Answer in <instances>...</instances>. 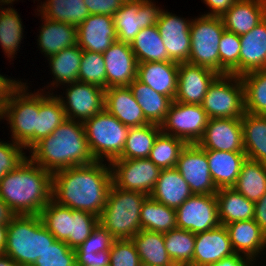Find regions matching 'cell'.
<instances>
[{
    "label": "cell",
    "mask_w": 266,
    "mask_h": 266,
    "mask_svg": "<svg viewBox=\"0 0 266 266\" xmlns=\"http://www.w3.org/2000/svg\"><path fill=\"white\" fill-rule=\"evenodd\" d=\"M112 184V169L107 161L74 166L53 173L52 199L100 217Z\"/></svg>",
    "instance_id": "6da1fadb"
},
{
    "label": "cell",
    "mask_w": 266,
    "mask_h": 266,
    "mask_svg": "<svg viewBox=\"0 0 266 266\" xmlns=\"http://www.w3.org/2000/svg\"><path fill=\"white\" fill-rule=\"evenodd\" d=\"M29 152L28 157L34 163L52 174L96 161L87 142L84 124L68 118Z\"/></svg>",
    "instance_id": "7a4b0ae2"
},
{
    "label": "cell",
    "mask_w": 266,
    "mask_h": 266,
    "mask_svg": "<svg viewBox=\"0 0 266 266\" xmlns=\"http://www.w3.org/2000/svg\"><path fill=\"white\" fill-rule=\"evenodd\" d=\"M53 174L28 156L0 181V198L16 215H39L52 199Z\"/></svg>",
    "instance_id": "3957f363"
},
{
    "label": "cell",
    "mask_w": 266,
    "mask_h": 266,
    "mask_svg": "<svg viewBox=\"0 0 266 266\" xmlns=\"http://www.w3.org/2000/svg\"><path fill=\"white\" fill-rule=\"evenodd\" d=\"M55 240L39 215H16L7 226L3 253L20 266H32Z\"/></svg>",
    "instance_id": "277c9868"
},
{
    "label": "cell",
    "mask_w": 266,
    "mask_h": 266,
    "mask_svg": "<svg viewBox=\"0 0 266 266\" xmlns=\"http://www.w3.org/2000/svg\"><path fill=\"white\" fill-rule=\"evenodd\" d=\"M27 83L20 81L9 93L0 120L7 121L11 140L30 150L37 143V116L39 115V89L32 93ZM29 91V92H28Z\"/></svg>",
    "instance_id": "5b68a950"
},
{
    "label": "cell",
    "mask_w": 266,
    "mask_h": 266,
    "mask_svg": "<svg viewBox=\"0 0 266 266\" xmlns=\"http://www.w3.org/2000/svg\"><path fill=\"white\" fill-rule=\"evenodd\" d=\"M148 197L138 191L121 189L113 183L99 224L115 239H132L141 230L140 211Z\"/></svg>",
    "instance_id": "8992f818"
},
{
    "label": "cell",
    "mask_w": 266,
    "mask_h": 266,
    "mask_svg": "<svg viewBox=\"0 0 266 266\" xmlns=\"http://www.w3.org/2000/svg\"><path fill=\"white\" fill-rule=\"evenodd\" d=\"M83 124L90 151L96 161L107 160L111 163L121 156L129 127L106 109Z\"/></svg>",
    "instance_id": "52a82bcc"
},
{
    "label": "cell",
    "mask_w": 266,
    "mask_h": 266,
    "mask_svg": "<svg viewBox=\"0 0 266 266\" xmlns=\"http://www.w3.org/2000/svg\"><path fill=\"white\" fill-rule=\"evenodd\" d=\"M224 30L221 17L200 15L192 18L191 51L187 63L209 68L220 75L219 42Z\"/></svg>",
    "instance_id": "ba28073f"
},
{
    "label": "cell",
    "mask_w": 266,
    "mask_h": 266,
    "mask_svg": "<svg viewBox=\"0 0 266 266\" xmlns=\"http://www.w3.org/2000/svg\"><path fill=\"white\" fill-rule=\"evenodd\" d=\"M209 119L242 118L245 113L244 85L241 77L219 75L201 103Z\"/></svg>",
    "instance_id": "9c48e42d"
},
{
    "label": "cell",
    "mask_w": 266,
    "mask_h": 266,
    "mask_svg": "<svg viewBox=\"0 0 266 266\" xmlns=\"http://www.w3.org/2000/svg\"><path fill=\"white\" fill-rule=\"evenodd\" d=\"M208 120L201 105L173 100L160 127L164 134L180 138L187 144H197L203 136Z\"/></svg>",
    "instance_id": "30bf717a"
},
{
    "label": "cell",
    "mask_w": 266,
    "mask_h": 266,
    "mask_svg": "<svg viewBox=\"0 0 266 266\" xmlns=\"http://www.w3.org/2000/svg\"><path fill=\"white\" fill-rule=\"evenodd\" d=\"M63 86L66 97L60 94L57 96L61 100L66 118L84 123L105 109V89L81 81Z\"/></svg>",
    "instance_id": "8fae6325"
},
{
    "label": "cell",
    "mask_w": 266,
    "mask_h": 266,
    "mask_svg": "<svg viewBox=\"0 0 266 266\" xmlns=\"http://www.w3.org/2000/svg\"><path fill=\"white\" fill-rule=\"evenodd\" d=\"M161 11L152 0H127L113 16L118 41L130 44L143 28L157 25Z\"/></svg>",
    "instance_id": "7c38bea8"
},
{
    "label": "cell",
    "mask_w": 266,
    "mask_h": 266,
    "mask_svg": "<svg viewBox=\"0 0 266 266\" xmlns=\"http://www.w3.org/2000/svg\"><path fill=\"white\" fill-rule=\"evenodd\" d=\"M113 183L125 190L152 193L161 169L148 158L115 159L111 163Z\"/></svg>",
    "instance_id": "4fadbf2b"
},
{
    "label": "cell",
    "mask_w": 266,
    "mask_h": 266,
    "mask_svg": "<svg viewBox=\"0 0 266 266\" xmlns=\"http://www.w3.org/2000/svg\"><path fill=\"white\" fill-rule=\"evenodd\" d=\"M220 225L215 194H193L176 209V226L194 234Z\"/></svg>",
    "instance_id": "5bb4252c"
},
{
    "label": "cell",
    "mask_w": 266,
    "mask_h": 266,
    "mask_svg": "<svg viewBox=\"0 0 266 266\" xmlns=\"http://www.w3.org/2000/svg\"><path fill=\"white\" fill-rule=\"evenodd\" d=\"M195 195L216 194L218 189L212 180L206 150L197 144H187L181 151L176 167Z\"/></svg>",
    "instance_id": "9a60e30c"
},
{
    "label": "cell",
    "mask_w": 266,
    "mask_h": 266,
    "mask_svg": "<svg viewBox=\"0 0 266 266\" xmlns=\"http://www.w3.org/2000/svg\"><path fill=\"white\" fill-rule=\"evenodd\" d=\"M189 20L176 16L168 10L162 9L157 29L162 37L163 44L169 54V57L177 63L188 62L191 51L190 25Z\"/></svg>",
    "instance_id": "2e32d148"
},
{
    "label": "cell",
    "mask_w": 266,
    "mask_h": 266,
    "mask_svg": "<svg viewBox=\"0 0 266 266\" xmlns=\"http://www.w3.org/2000/svg\"><path fill=\"white\" fill-rule=\"evenodd\" d=\"M197 145L205 150L244 152L241 118H211Z\"/></svg>",
    "instance_id": "e0dca14e"
},
{
    "label": "cell",
    "mask_w": 266,
    "mask_h": 266,
    "mask_svg": "<svg viewBox=\"0 0 266 266\" xmlns=\"http://www.w3.org/2000/svg\"><path fill=\"white\" fill-rule=\"evenodd\" d=\"M219 76L215 71L190 63H179L175 101L201 105L212 82Z\"/></svg>",
    "instance_id": "ac0fdd59"
},
{
    "label": "cell",
    "mask_w": 266,
    "mask_h": 266,
    "mask_svg": "<svg viewBox=\"0 0 266 266\" xmlns=\"http://www.w3.org/2000/svg\"><path fill=\"white\" fill-rule=\"evenodd\" d=\"M106 88L129 86L137 78V60L130 44L115 41L104 53Z\"/></svg>",
    "instance_id": "d6986e66"
},
{
    "label": "cell",
    "mask_w": 266,
    "mask_h": 266,
    "mask_svg": "<svg viewBox=\"0 0 266 266\" xmlns=\"http://www.w3.org/2000/svg\"><path fill=\"white\" fill-rule=\"evenodd\" d=\"M77 45L86 51L104 53L118 41L113 16L90 14L77 26Z\"/></svg>",
    "instance_id": "ffe728a7"
},
{
    "label": "cell",
    "mask_w": 266,
    "mask_h": 266,
    "mask_svg": "<svg viewBox=\"0 0 266 266\" xmlns=\"http://www.w3.org/2000/svg\"><path fill=\"white\" fill-rule=\"evenodd\" d=\"M235 254L225 225L196 234L193 266H206Z\"/></svg>",
    "instance_id": "44dd1931"
},
{
    "label": "cell",
    "mask_w": 266,
    "mask_h": 266,
    "mask_svg": "<svg viewBox=\"0 0 266 266\" xmlns=\"http://www.w3.org/2000/svg\"><path fill=\"white\" fill-rule=\"evenodd\" d=\"M225 227L235 253L247 256L254 262L263 253L266 255V234L253 219L232 222Z\"/></svg>",
    "instance_id": "7402d4cb"
},
{
    "label": "cell",
    "mask_w": 266,
    "mask_h": 266,
    "mask_svg": "<svg viewBox=\"0 0 266 266\" xmlns=\"http://www.w3.org/2000/svg\"><path fill=\"white\" fill-rule=\"evenodd\" d=\"M105 109L127 127H139L150 123L129 86L106 88Z\"/></svg>",
    "instance_id": "603a6c76"
},
{
    "label": "cell",
    "mask_w": 266,
    "mask_h": 266,
    "mask_svg": "<svg viewBox=\"0 0 266 266\" xmlns=\"http://www.w3.org/2000/svg\"><path fill=\"white\" fill-rule=\"evenodd\" d=\"M177 62H144L137 64V79L154 91L175 99L178 81Z\"/></svg>",
    "instance_id": "cb8c5ba5"
},
{
    "label": "cell",
    "mask_w": 266,
    "mask_h": 266,
    "mask_svg": "<svg viewBox=\"0 0 266 266\" xmlns=\"http://www.w3.org/2000/svg\"><path fill=\"white\" fill-rule=\"evenodd\" d=\"M221 18L226 30L241 36L266 18V0H237Z\"/></svg>",
    "instance_id": "d4e9b609"
},
{
    "label": "cell",
    "mask_w": 266,
    "mask_h": 266,
    "mask_svg": "<svg viewBox=\"0 0 266 266\" xmlns=\"http://www.w3.org/2000/svg\"><path fill=\"white\" fill-rule=\"evenodd\" d=\"M40 25L37 39L38 48L45 57L57 54L61 50L77 45V26L45 18Z\"/></svg>",
    "instance_id": "484cf974"
},
{
    "label": "cell",
    "mask_w": 266,
    "mask_h": 266,
    "mask_svg": "<svg viewBox=\"0 0 266 266\" xmlns=\"http://www.w3.org/2000/svg\"><path fill=\"white\" fill-rule=\"evenodd\" d=\"M240 37V77L266 68V18Z\"/></svg>",
    "instance_id": "4316f807"
},
{
    "label": "cell",
    "mask_w": 266,
    "mask_h": 266,
    "mask_svg": "<svg viewBox=\"0 0 266 266\" xmlns=\"http://www.w3.org/2000/svg\"><path fill=\"white\" fill-rule=\"evenodd\" d=\"M206 156L217 189L234 187L247 158L245 152L206 150Z\"/></svg>",
    "instance_id": "83f0119b"
},
{
    "label": "cell",
    "mask_w": 266,
    "mask_h": 266,
    "mask_svg": "<svg viewBox=\"0 0 266 266\" xmlns=\"http://www.w3.org/2000/svg\"><path fill=\"white\" fill-rule=\"evenodd\" d=\"M192 195L189 184L174 167L161 170L150 197L170 208L177 209Z\"/></svg>",
    "instance_id": "f1b7e54d"
},
{
    "label": "cell",
    "mask_w": 266,
    "mask_h": 266,
    "mask_svg": "<svg viewBox=\"0 0 266 266\" xmlns=\"http://www.w3.org/2000/svg\"><path fill=\"white\" fill-rule=\"evenodd\" d=\"M215 195L220 225L254 218L255 202L249 201L233 187L218 189Z\"/></svg>",
    "instance_id": "f546056e"
},
{
    "label": "cell",
    "mask_w": 266,
    "mask_h": 266,
    "mask_svg": "<svg viewBox=\"0 0 266 266\" xmlns=\"http://www.w3.org/2000/svg\"><path fill=\"white\" fill-rule=\"evenodd\" d=\"M83 50L78 46L65 48L55 55L49 56L50 73L54 77L47 89L59 87L78 81V74ZM55 86V87H54Z\"/></svg>",
    "instance_id": "4dcf8cb0"
},
{
    "label": "cell",
    "mask_w": 266,
    "mask_h": 266,
    "mask_svg": "<svg viewBox=\"0 0 266 266\" xmlns=\"http://www.w3.org/2000/svg\"><path fill=\"white\" fill-rule=\"evenodd\" d=\"M129 88L145 118L150 123L160 125L164 121L173 100L169 96L157 93L137 78L129 84Z\"/></svg>",
    "instance_id": "1f68e13d"
},
{
    "label": "cell",
    "mask_w": 266,
    "mask_h": 266,
    "mask_svg": "<svg viewBox=\"0 0 266 266\" xmlns=\"http://www.w3.org/2000/svg\"><path fill=\"white\" fill-rule=\"evenodd\" d=\"M241 123L247 158L266 164V116L245 112Z\"/></svg>",
    "instance_id": "d6a6232c"
},
{
    "label": "cell",
    "mask_w": 266,
    "mask_h": 266,
    "mask_svg": "<svg viewBox=\"0 0 266 266\" xmlns=\"http://www.w3.org/2000/svg\"><path fill=\"white\" fill-rule=\"evenodd\" d=\"M137 63L174 62L163 44L162 37L155 26L143 28L130 43Z\"/></svg>",
    "instance_id": "836d02e7"
},
{
    "label": "cell",
    "mask_w": 266,
    "mask_h": 266,
    "mask_svg": "<svg viewBox=\"0 0 266 266\" xmlns=\"http://www.w3.org/2000/svg\"><path fill=\"white\" fill-rule=\"evenodd\" d=\"M39 115L37 116V142L52 134L67 118L61 100L52 90H39Z\"/></svg>",
    "instance_id": "e575fe53"
},
{
    "label": "cell",
    "mask_w": 266,
    "mask_h": 266,
    "mask_svg": "<svg viewBox=\"0 0 266 266\" xmlns=\"http://www.w3.org/2000/svg\"><path fill=\"white\" fill-rule=\"evenodd\" d=\"M38 5L37 13L45 18L80 25L89 15L84 0H45Z\"/></svg>",
    "instance_id": "d590c367"
},
{
    "label": "cell",
    "mask_w": 266,
    "mask_h": 266,
    "mask_svg": "<svg viewBox=\"0 0 266 266\" xmlns=\"http://www.w3.org/2000/svg\"><path fill=\"white\" fill-rule=\"evenodd\" d=\"M132 241L141 262L154 266H176L165 249L164 233L141 229Z\"/></svg>",
    "instance_id": "8d00e7d4"
},
{
    "label": "cell",
    "mask_w": 266,
    "mask_h": 266,
    "mask_svg": "<svg viewBox=\"0 0 266 266\" xmlns=\"http://www.w3.org/2000/svg\"><path fill=\"white\" fill-rule=\"evenodd\" d=\"M233 188L257 202L266 193V164L246 158Z\"/></svg>",
    "instance_id": "74e56055"
},
{
    "label": "cell",
    "mask_w": 266,
    "mask_h": 266,
    "mask_svg": "<svg viewBox=\"0 0 266 266\" xmlns=\"http://www.w3.org/2000/svg\"><path fill=\"white\" fill-rule=\"evenodd\" d=\"M160 133V125L154 123L139 127H129L123 152L117 159L148 158L152 146Z\"/></svg>",
    "instance_id": "f35d334b"
},
{
    "label": "cell",
    "mask_w": 266,
    "mask_h": 266,
    "mask_svg": "<svg viewBox=\"0 0 266 266\" xmlns=\"http://www.w3.org/2000/svg\"><path fill=\"white\" fill-rule=\"evenodd\" d=\"M141 229L167 233L176 229V209L153 200L150 196L145 200L140 211Z\"/></svg>",
    "instance_id": "ab89813d"
},
{
    "label": "cell",
    "mask_w": 266,
    "mask_h": 266,
    "mask_svg": "<svg viewBox=\"0 0 266 266\" xmlns=\"http://www.w3.org/2000/svg\"><path fill=\"white\" fill-rule=\"evenodd\" d=\"M0 45L9 59L15 58L23 40V23L18 12L8 6L0 8Z\"/></svg>",
    "instance_id": "60d3db41"
},
{
    "label": "cell",
    "mask_w": 266,
    "mask_h": 266,
    "mask_svg": "<svg viewBox=\"0 0 266 266\" xmlns=\"http://www.w3.org/2000/svg\"><path fill=\"white\" fill-rule=\"evenodd\" d=\"M195 238L196 234L179 228L164 233L165 249L176 266H193Z\"/></svg>",
    "instance_id": "b9f144b4"
},
{
    "label": "cell",
    "mask_w": 266,
    "mask_h": 266,
    "mask_svg": "<svg viewBox=\"0 0 266 266\" xmlns=\"http://www.w3.org/2000/svg\"><path fill=\"white\" fill-rule=\"evenodd\" d=\"M244 85L245 112L266 116V68L241 76Z\"/></svg>",
    "instance_id": "7bdbcfd3"
},
{
    "label": "cell",
    "mask_w": 266,
    "mask_h": 266,
    "mask_svg": "<svg viewBox=\"0 0 266 266\" xmlns=\"http://www.w3.org/2000/svg\"><path fill=\"white\" fill-rule=\"evenodd\" d=\"M44 226L56 240L67 242L71 234L72 209L51 199L39 214Z\"/></svg>",
    "instance_id": "ee69618b"
},
{
    "label": "cell",
    "mask_w": 266,
    "mask_h": 266,
    "mask_svg": "<svg viewBox=\"0 0 266 266\" xmlns=\"http://www.w3.org/2000/svg\"><path fill=\"white\" fill-rule=\"evenodd\" d=\"M186 145L184 140L161 132L152 146L148 159L161 170L174 168Z\"/></svg>",
    "instance_id": "f6af8a7d"
},
{
    "label": "cell",
    "mask_w": 266,
    "mask_h": 266,
    "mask_svg": "<svg viewBox=\"0 0 266 266\" xmlns=\"http://www.w3.org/2000/svg\"><path fill=\"white\" fill-rule=\"evenodd\" d=\"M240 49V37L225 29L219 42L220 75L240 77Z\"/></svg>",
    "instance_id": "bcb514c9"
},
{
    "label": "cell",
    "mask_w": 266,
    "mask_h": 266,
    "mask_svg": "<svg viewBox=\"0 0 266 266\" xmlns=\"http://www.w3.org/2000/svg\"><path fill=\"white\" fill-rule=\"evenodd\" d=\"M78 81L106 89V70L102 53L83 50Z\"/></svg>",
    "instance_id": "7dc6e473"
},
{
    "label": "cell",
    "mask_w": 266,
    "mask_h": 266,
    "mask_svg": "<svg viewBox=\"0 0 266 266\" xmlns=\"http://www.w3.org/2000/svg\"><path fill=\"white\" fill-rule=\"evenodd\" d=\"M99 224V217L88 212L72 209V226L69 240L66 244L72 248H78L91 235Z\"/></svg>",
    "instance_id": "c3c4849f"
},
{
    "label": "cell",
    "mask_w": 266,
    "mask_h": 266,
    "mask_svg": "<svg viewBox=\"0 0 266 266\" xmlns=\"http://www.w3.org/2000/svg\"><path fill=\"white\" fill-rule=\"evenodd\" d=\"M32 266H76L75 249L63 241L55 240Z\"/></svg>",
    "instance_id": "681fc988"
},
{
    "label": "cell",
    "mask_w": 266,
    "mask_h": 266,
    "mask_svg": "<svg viewBox=\"0 0 266 266\" xmlns=\"http://www.w3.org/2000/svg\"><path fill=\"white\" fill-rule=\"evenodd\" d=\"M132 239H115L110 249V266H140Z\"/></svg>",
    "instance_id": "f907efd6"
},
{
    "label": "cell",
    "mask_w": 266,
    "mask_h": 266,
    "mask_svg": "<svg viewBox=\"0 0 266 266\" xmlns=\"http://www.w3.org/2000/svg\"><path fill=\"white\" fill-rule=\"evenodd\" d=\"M24 147L14 141H0V181L27 157Z\"/></svg>",
    "instance_id": "816d5d0a"
},
{
    "label": "cell",
    "mask_w": 266,
    "mask_h": 266,
    "mask_svg": "<svg viewBox=\"0 0 266 266\" xmlns=\"http://www.w3.org/2000/svg\"><path fill=\"white\" fill-rule=\"evenodd\" d=\"M115 238L101 225L98 224L88 239L75 249L76 253H98L110 251Z\"/></svg>",
    "instance_id": "f5cc1de1"
},
{
    "label": "cell",
    "mask_w": 266,
    "mask_h": 266,
    "mask_svg": "<svg viewBox=\"0 0 266 266\" xmlns=\"http://www.w3.org/2000/svg\"><path fill=\"white\" fill-rule=\"evenodd\" d=\"M127 0H84L89 13L114 16Z\"/></svg>",
    "instance_id": "db71d44e"
},
{
    "label": "cell",
    "mask_w": 266,
    "mask_h": 266,
    "mask_svg": "<svg viewBox=\"0 0 266 266\" xmlns=\"http://www.w3.org/2000/svg\"><path fill=\"white\" fill-rule=\"evenodd\" d=\"M76 266H110V251L76 253Z\"/></svg>",
    "instance_id": "11a10c76"
},
{
    "label": "cell",
    "mask_w": 266,
    "mask_h": 266,
    "mask_svg": "<svg viewBox=\"0 0 266 266\" xmlns=\"http://www.w3.org/2000/svg\"><path fill=\"white\" fill-rule=\"evenodd\" d=\"M237 0H203L209 7L210 12L202 14L205 16L222 17Z\"/></svg>",
    "instance_id": "9f6ffc18"
},
{
    "label": "cell",
    "mask_w": 266,
    "mask_h": 266,
    "mask_svg": "<svg viewBox=\"0 0 266 266\" xmlns=\"http://www.w3.org/2000/svg\"><path fill=\"white\" fill-rule=\"evenodd\" d=\"M254 264L255 262L251 258L235 253L206 266H254Z\"/></svg>",
    "instance_id": "6f0895ef"
},
{
    "label": "cell",
    "mask_w": 266,
    "mask_h": 266,
    "mask_svg": "<svg viewBox=\"0 0 266 266\" xmlns=\"http://www.w3.org/2000/svg\"><path fill=\"white\" fill-rule=\"evenodd\" d=\"M21 80H16L8 78L5 75L0 74V113L3 110L4 104L7 101L10 91L20 82Z\"/></svg>",
    "instance_id": "680465c9"
},
{
    "label": "cell",
    "mask_w": 266,
    "mask_h": 266,
    "mask_svg": "<svg viewBox=\"0 0 266 266\" xmlns=\"http://www.w3.org/2000/svg\"><path fill=\"white\" fill-rule=\"evenodd\" d=\"M254 211L253 220L266 234V193L257 202H255Z\"/></svg>",
    "instance_id": "91938a15"
},
{
    "label": "cell",
    "mask_w": 266,
    "mask_h": 266,
    "mask_svg": "<svg viewBox=\"0 0 266 266\" xmlns=\"http://www.w3.org/2000/svg\"><path fill=\"white\" fill-rule=\"evenodd\" d=\"M16 214L6 204V202L0 198V225H8Z\"/></svg>",
    "instance_id": "94428289"
},
{
    "label": "cell",
    "mask_w": 266,
    "mask_h": 266,
    "mask_svg": "<svg viewBox=\"0 0 266 266\" xmlns=\"http://www.w3.org/2000/svg\"><path fill=\"white\" fill-rule=\"evenodd\" d=\"M7 226L8 225H0V254L4 252L6 246Z\"/></svg>",
    "instance_id": "6125c7cd"
},
{
    "label": "cell",
    "mask_w": 266,
    "mask_h": 266,
    "mask_svg": "<svg viewBox=\"0 0 266 266\" xmlns=\"http://www.w3.org/2000/svg\"><path fill=\"white\" fill-rule=\"evenodd\" d=\"M0 266H20L12 260L7 254H0Z\"/></svg>",
    "instance_id": "be15d7a7"
},
{
    "label": "cell",
    "mask_w": 266,
    "mask_h": 266,
    "mask_svg": "<svg viewBox=\"0 0 266 266\" xmlns=\"http://www.w3.org/2000/svg\"><path fill=\"white\" fill-rule=\"evenodd\" d=\"M13 2H15V1H14V0H0V5H1V6H2V5H3V6H4V5H9V4L11 5ZM1 6H0V8H2Z\"/></svg>",
    "instance_id": "e7e4bbea"
},
{
    "label": "cell",
    "mask_w": 266,
    "mask_h": 266,
    "mask_svg": "<svg viewBox=\"0 0 266 266\" xmlns=\"http://www.w3.org/2000/svg\"><path fill=\"white\" fill-rule=\"evenodd\" d=\"M140 266H154V265H152V264H148V263H145V262H141V263H140Z\"/></svg>",
    "instance_id": "03108f58"
}]
</instances>
